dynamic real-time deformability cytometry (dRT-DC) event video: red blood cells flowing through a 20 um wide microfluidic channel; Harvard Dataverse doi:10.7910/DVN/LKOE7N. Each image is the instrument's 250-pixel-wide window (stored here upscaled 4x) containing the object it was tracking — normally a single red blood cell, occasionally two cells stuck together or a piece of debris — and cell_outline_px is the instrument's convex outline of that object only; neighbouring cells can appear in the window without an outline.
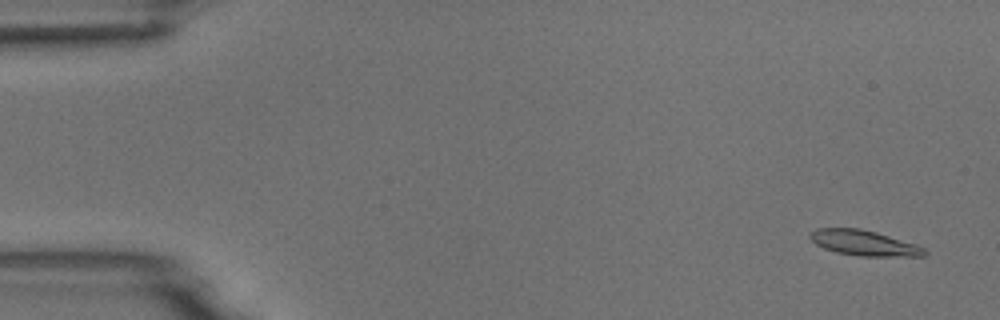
{"species": "common noctule bat (a hibernating species)", "species_latin": "Nyctalus noctula", "temperature_condition": "room temperature", "stored_images_in_passage": 55, "camera_frame_rate_fps": 3000, "um_per_image_px": 0.085, "animal": {"sex": "male", "body_mass_g": 18.8}, "frame": {"image": 1, "passage_image": 3, "time_ms": 0.667, "image_size_px": [1000, 320], "cell_outline_px": [[928, 252], [924, 256], [860, 256], [836, 252], [824, 248], [816, 244], [808, 236], [816, 228], [860, 228], [876, 232], [916, 244], [924, 248]], "centroid_in_image_um": [73.45, 20.65], "position_along_channel_um": 11.6, "area_um2": 16.82}}
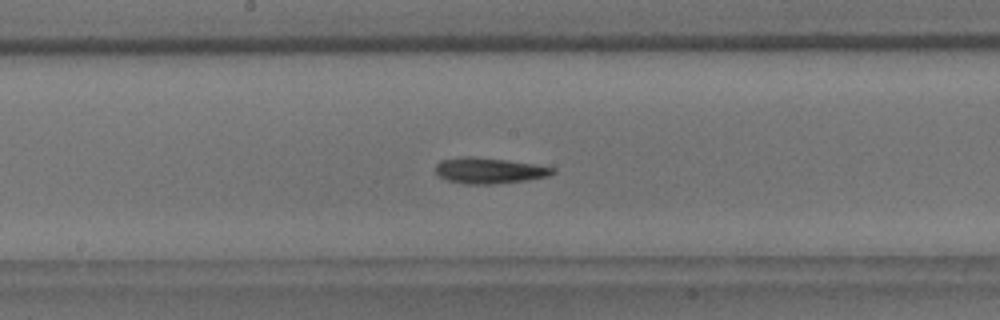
{"frame": {"image": 2, "passage_image": 29, "time_ms": 9.333, "image_size_px": [1000, 320], "cell_outline_px": [[556, 172], [548, 176], [524, 180], [492, 184], [468, 184], [448, 180], [440, 176], [436, 172], [436, 164], [440, 160], [460, 156], [472, 156], [504, 160], [532, 164], [556, 168]], "centroid_in_image_um": [41.55, 14.49], "position_along_channel_um": 206.6, "area_um2": 17.4}}
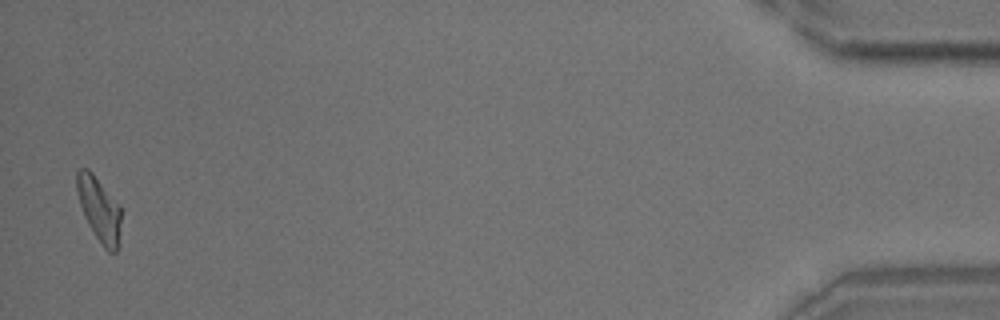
{"frame": {"image": 3, "passage_image": 54, "time_ms": 17.667, "image_size_px": [1000, 320], "cell_outline_px": [[120, 244], [116, 252], [108, 252], [104, 248], [88, 224], [84, 216], [76, 192], [76, 172], [80, 168], [88, 168], [92, 172], [120, 204]], "centroid_in_image_um": [8.43, 17.78], "position_along_channel_um": 426.8, "area_um2": 16.82}, "authors_computed_cell_mechanics": {"area_um2": 16.8198, "velocity_mm_per_s": 3.7075, "shape_relaxation_time_tau1_ms": 6.6695, "shape_relaxation_time_tau2_ms": 5.2526, "deformation_change_tau1": 0.1827, "deformation_change_tau2": 0.1286}}